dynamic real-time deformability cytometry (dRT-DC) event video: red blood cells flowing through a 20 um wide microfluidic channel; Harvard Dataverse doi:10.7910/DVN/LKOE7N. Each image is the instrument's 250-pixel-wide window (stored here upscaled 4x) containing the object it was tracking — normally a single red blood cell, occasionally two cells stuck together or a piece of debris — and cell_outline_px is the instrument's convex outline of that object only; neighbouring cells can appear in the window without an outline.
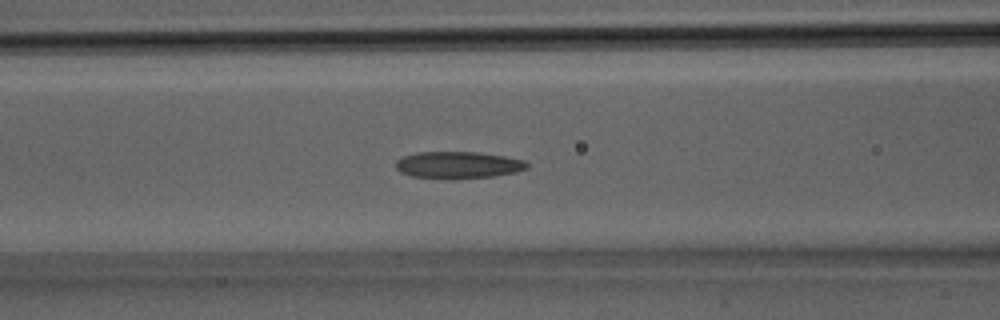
{"species": "Egyptian fruit bat (a non-hibernating species)", "species_latin": "Rousettus aegyptiacus", "temperature_condition": "room temperature", "stored_images_in_passage": 20, "camera_frame_rate_fps": 3000, "um_per_image_px": 0.085, "animal": {"sex": "male"}, "frame": {"image": 1, "passage_image": 12, "time_ms": 3.667, "image_size_px": [1000, 320], "cell_outline_px": [[528, 168], [516, 172], [496, 176], [452, 180], [412, 176], [400, 172], [396, 168], [396, 160], [400, 156], [416, 152], [480, 152], [504, 156], [524, 160], [528, 164]], "centroid_in_image_um": [38.92, 14.03], "position_along_channel_um": 127.7, "area_um2": 21.04}}
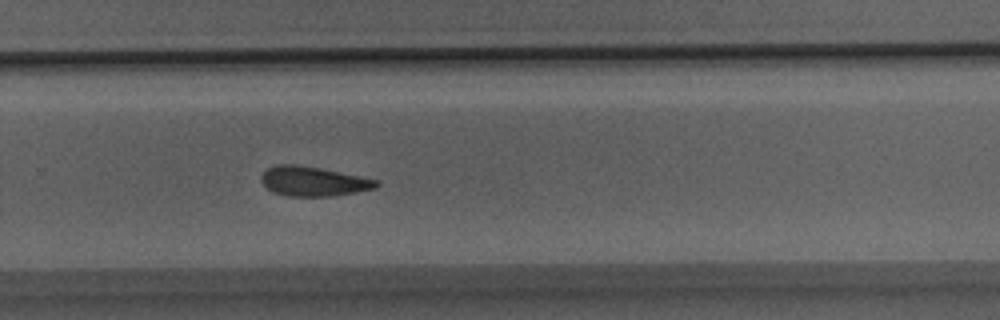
{"frame": {"image": 2, "passage_image": 20, "time_ms": 6.333, "image_size_px": [1000, 320], "cell_outline_px": [[380, 184], [376, 188], [356, 192], [332, 196], [288, 196], [272, 192], [260, 180], [260, 176], [268, 168], [276, 164], [296, 164], [320, 168], [376, 180]], "centroid_in_image_um": [26.59, 15.41], "position_along_channel_um": 303.2, "area_um2": 19.65}}